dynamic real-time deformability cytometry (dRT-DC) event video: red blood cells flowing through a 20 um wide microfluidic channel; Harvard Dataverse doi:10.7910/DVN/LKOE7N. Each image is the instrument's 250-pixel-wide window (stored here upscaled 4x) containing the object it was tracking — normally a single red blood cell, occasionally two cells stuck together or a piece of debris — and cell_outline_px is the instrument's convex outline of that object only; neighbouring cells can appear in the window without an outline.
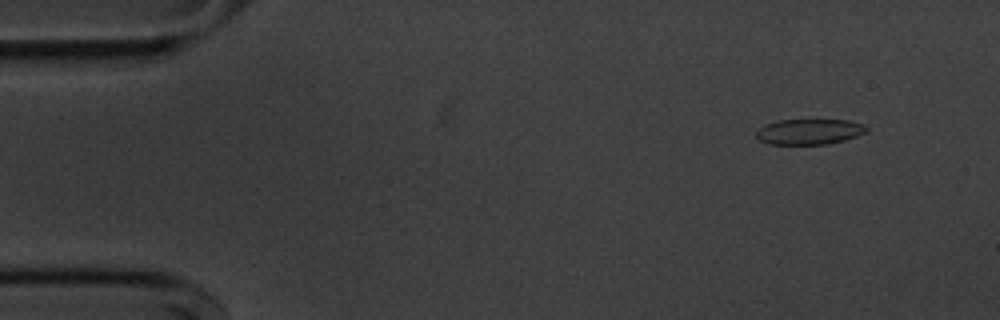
{"species": "common noctule bat (a hibernating species)", "species_latin": "Nyctalus noctula", "temperature_condition": "cold", "stored_images_in_passage": 54, "camera_frame_rate_fps": 3000, "um_per_image_px": 0.085, "animal": {"sex": "male", "body_mass_g": 20.1, "forearm_length_mm": 53.5}, "frame": {"image": 1, "passage_image": 5, "time_ms": 1.333, "image_size_px": [1000, 320], "cell_outline_px": [[868, 132], [844, 140], [828, 144], [768, 144], [760, 140], [756, 136], [756, 132], [764, 124], [776, 120], [848, 120], [864, 124], [868, 128]], "centroid_in_image_um": [68.8, 11.19], "position_along_channel_um": 16.2, "area_um2": 16.47}}
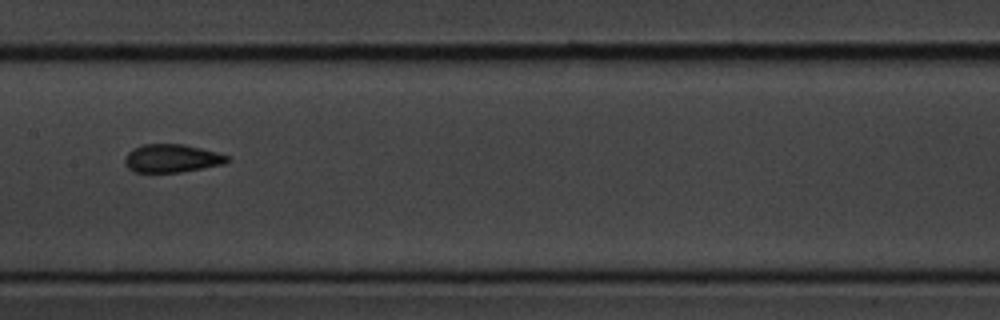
{"frame": {"image": 2, "passage_image": 27, "time_ms": 8.667, "image_size_px": [1000, 320], "cell_outline_px": [[228, 160], [224, 164], [204, 168], [180, 172], [136, 172], [128, 168], [124, 164], [124, 160], [128, 152], [132, 148], [144, 144], [184, 144], [216, 152], [228, 156]], "centroid_in_image_um": [14.57, 13.46], "position_along_channel_um": 192.8, "area_um2": 16.76}}
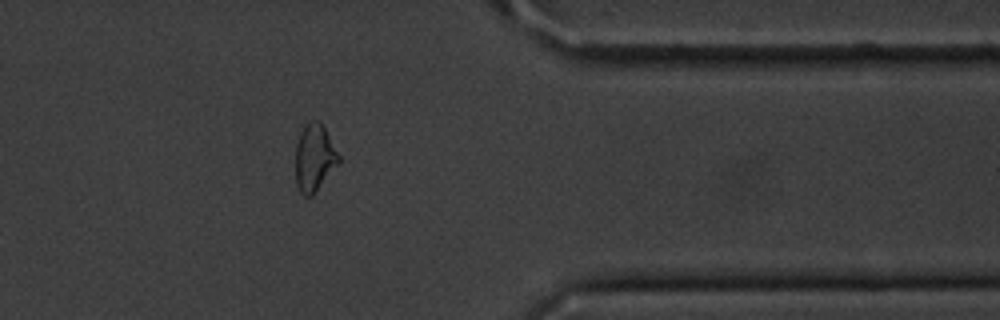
{"frame": {"image": 3, "passage_image": 44, "time_ms": 14.333, "image_size_px": [1000, 320], "cell_outline_px": [[340, 164], [312, 196], [304, 196], [300, 192], [296, 184], [296, 144], [300, 132], [308, 120], [320, 120], [340, 156]], "centroid_in_image_um": [26.74, 13.41], "position_along_channel_um": 384.7, "area_um2": 17.17}, "authors_computed_cell_mechanics": {"area_um2": 17.2244, "velocity_mm_per_s": 3.6473, "shape_relaxation_time_tau1_ms": 4.6225, "shape_relaxation_time_tau2_ms": 1.606, "deformation_change_tau1": 0.1291, "deformation_change_tau2": 0.0597}}